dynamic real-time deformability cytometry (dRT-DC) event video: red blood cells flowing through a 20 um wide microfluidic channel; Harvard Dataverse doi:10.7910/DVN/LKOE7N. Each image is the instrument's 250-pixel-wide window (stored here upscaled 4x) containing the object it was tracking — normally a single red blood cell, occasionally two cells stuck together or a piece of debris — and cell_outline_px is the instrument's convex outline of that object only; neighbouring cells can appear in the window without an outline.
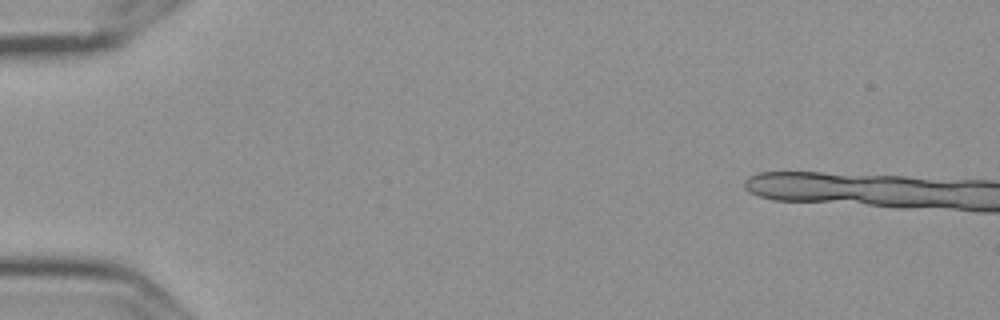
{"species": "Egyptian fruit bat (a non-hibernating species)", "species_latin": "Rousettus aegyptiacus", "temperature_condition": "cold", "stored_images_in_passage": 3, "segment_of_instrument_passage": [1, 2], "camera_frame_rate_fps": 3000, "um_per_image_px": 0.085, "frame": {"image": 1, "passage_image": 1, "time_ms": 0.0, "image_size_px": [1000, 320], "cell_outline_px": [[964, 184], [956, 204], [880, 204], [892, 180], [916, 180]], "centroid_in_image_um": [78.36, 16.38], "position_along_channel_um": 6.6, "area_um2": 12.25}}